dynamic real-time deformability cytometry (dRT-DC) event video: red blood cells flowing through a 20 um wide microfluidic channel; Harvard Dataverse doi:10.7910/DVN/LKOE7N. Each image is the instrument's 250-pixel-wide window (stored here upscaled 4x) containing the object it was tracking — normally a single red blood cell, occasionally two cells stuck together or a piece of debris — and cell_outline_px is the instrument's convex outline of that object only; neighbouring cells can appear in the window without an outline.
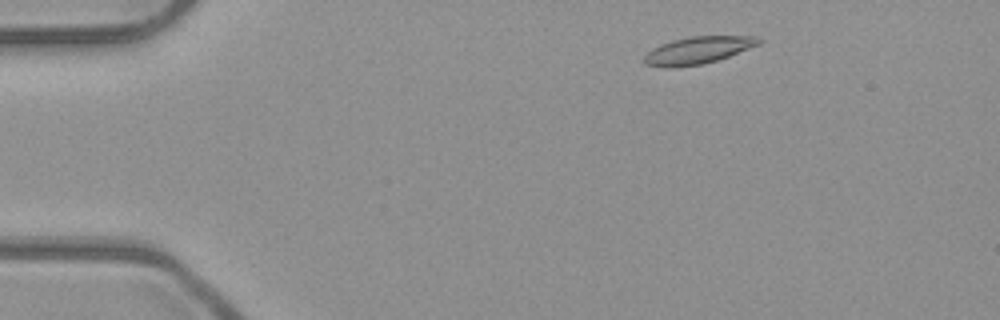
{"species": "common noctule bat (a hibernating species)", "species_latin": "Nyctalus noctula", "temperature_condition": "room temperature", "stored_images_in_passage": 47, "camera_frame_rate_fps": 3000, "um_per_image_px": 0.085, "animal": {"sex": "male", "body_mass_g": 23.1, "forearm_length_mm": 52.7}, "frame": {"image": 1, "passage_image": 4, "time_ms": 1.0, "image_size_px": [1000, 320], "cell_outline_px": [[764, 40], [760, 44], [728, 56], [716, 60], [700, 64], [672, 68], [664, 68], [644, 64], [644, 56], [652, 48], [660, 44], [672, 40], [688, 36], [756, 36]], "centroid_in_image_um": [59.3, 4.26], "position_along_channel_um": 25.7, "area_um2": 18.21}}
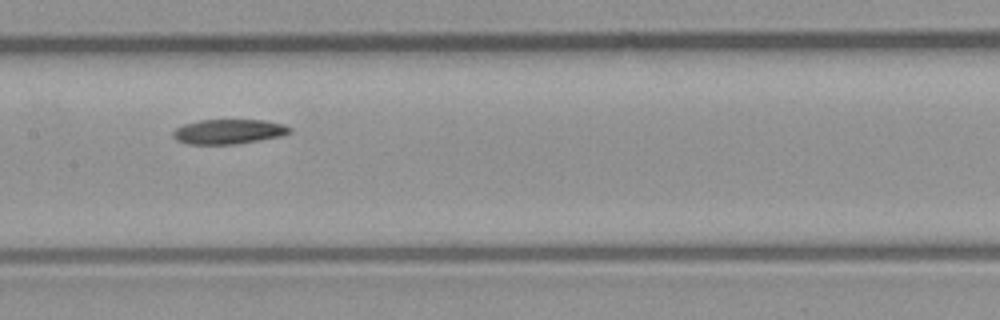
{"frame": {"image": 2, "passage_image": 22, "time_ms": 7.0, "image_size_px": [1000, 320], "cell_outline_px": [[292, 132], [280, 136], [236, 144], [188, 144], [176, 140], [172, 136], [172, 132], [176, 128], [184, 124], [200, 120], [264, 120], [284, 124], [292, 128]], "centroid_in_image_um": [19.43, 11.18], "position_along_channel_um": 188.0, "area_um2": 16.82}}
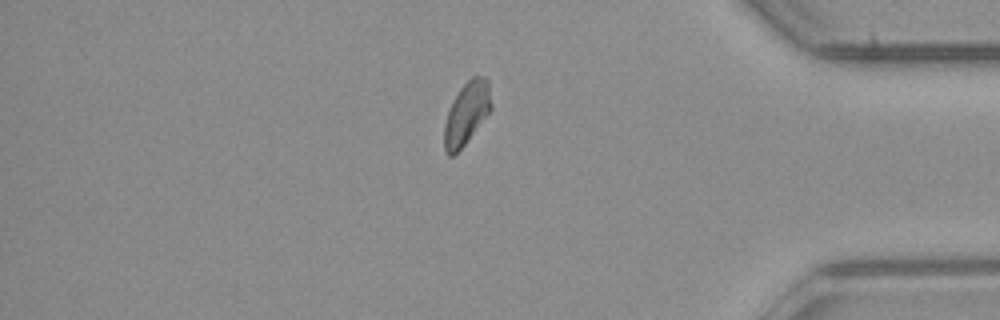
{"frame": {"image": 3, "passage_image": 40, "time_ms": 13.0, "image_size_px": [1000, 320], "cell_outline_px": [[492, 108], [464, 144], [452, 156], [448, 156], [444, 152], [444, 124], [448, 112], [460, 88], [472, 76], [484, 76], [488, 80], [492, 104]], "centroid_in_image_um": [39.66, 9.62], "position_along_channel_um": 395.5, "area_um2": 16.76}}